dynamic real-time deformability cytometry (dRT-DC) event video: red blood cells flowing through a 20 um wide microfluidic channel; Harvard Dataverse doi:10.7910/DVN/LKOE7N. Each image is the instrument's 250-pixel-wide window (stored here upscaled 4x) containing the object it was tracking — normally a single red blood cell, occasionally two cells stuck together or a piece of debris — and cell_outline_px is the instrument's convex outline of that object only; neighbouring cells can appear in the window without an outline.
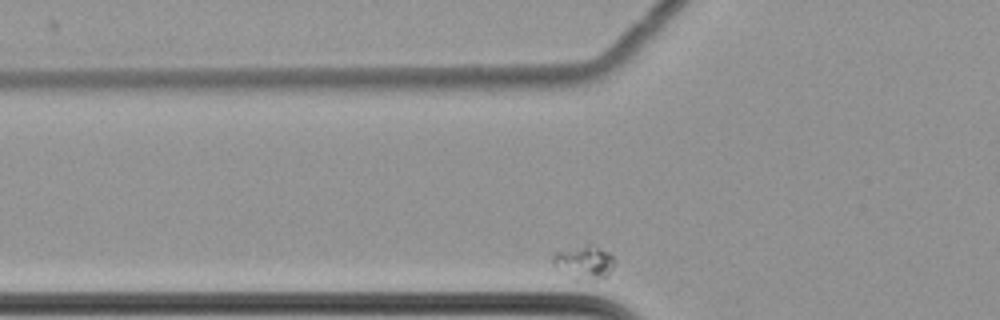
{"species": "common noctule bat (a hibernating species)", "species_latin": "Nyctalus noctula", "temperature_condition": "cold", "stored_images_in_passage": 40, "camera_frame_rate_fps": 3000, "um_per_image_px": 0.085, "animal": {"sex": "female", "body_mass_g": 22.7, "forearm_length_mm": 54.2}, "frame": {"image": 1, "passage_image": 9, "time_ms": 2.667, "image_size_px": [1000, 320], "cell_outline_px": [[612, 268], [608, 276], [596, 280], [572, 280], [556, 268], [552, 264], [552, 256], [556, 252], [588, 244], [596, 244], [608, 252], [612, 256]], "centroid_in_image_um": [49.62, 22.32], "position_along_channel_um": 76.2, "area_um2": 12.25}}
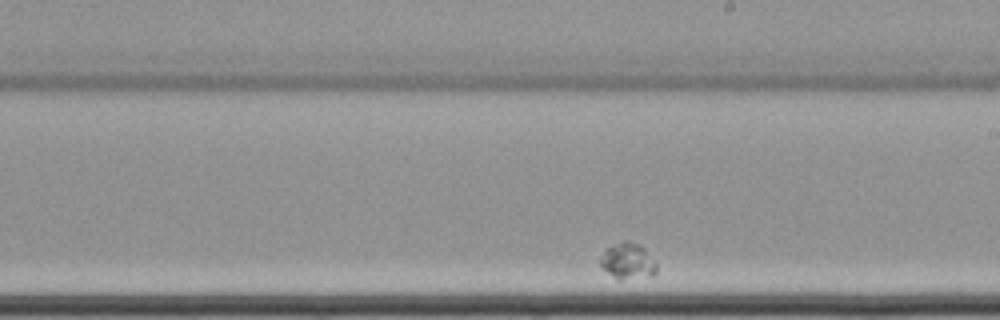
{"frame": {"image": 2, "passage_image": 26, "time_ms": 8.333, "image_size_px": [1000, 320], "cell_outline_px": [[656, 272], [652, 276], [620, 280], [616, 280], [600, 264], [600, 260], [604, 252], [608, 248], [624, 240], [636, 244], [644, 248], [656, 264]], "centroid_in_image_um": [53.37, 22.23], "position_along_channel_um": 235.6, "area_um2": 11.5}}
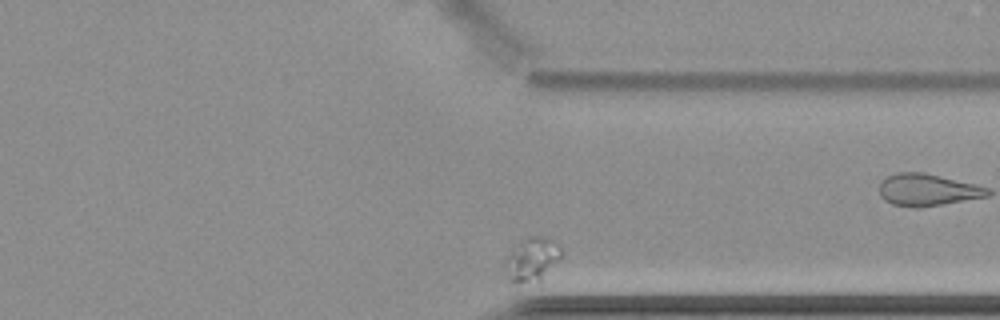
{"frame": {"image": 3, "passage_image": 39, "time_ms": 12.667, "image_size_px": [1000, 320], "cell_outline_px": [[560, 256], [540, 280], [508, 280], [508, 256], [512, 248], [520, 240], [528, 236], [540, 236], [552, 240], [560, 248]], "centroid_in_image_um": [45.23, 21.96], "position_along_channel_um": 366.2, "area_um2": 13.12}}